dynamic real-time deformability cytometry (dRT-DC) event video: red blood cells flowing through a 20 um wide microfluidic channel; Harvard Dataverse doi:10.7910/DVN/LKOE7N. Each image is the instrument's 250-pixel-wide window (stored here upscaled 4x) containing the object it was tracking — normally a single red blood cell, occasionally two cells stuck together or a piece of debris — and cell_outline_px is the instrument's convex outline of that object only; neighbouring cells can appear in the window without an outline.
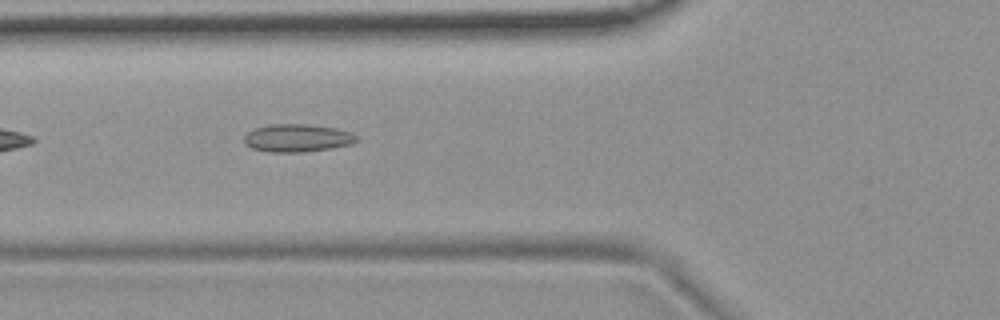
{"species": "common noctule bat (a hibernating species)", "species_latin": "Nyctalus noctula", "temperature_condition": "room temperature", "stored_images_in_passage": 7, "camera_frame_rate_fps": 3000, "um_per_image_px": 0.085, "animal": {"sex": "female", "body_mass_g": 19.9}, "frame": {"image": 1, "passage_image": 4, "time_ms": 3.667, "image_size_px": [1000, 320], "cell_outline_px": [[360, 140], [352, 144], [332, 148], [304, 152], [268, 152], [252, 148], [244, 144], [244, 136], [252, 128], [268, 124], [304, 124], [336, 128], [352, 132], [360, 136]], "centroid_in_image_um": [25.29, 11.73], "position_along_channel_um": 100.5, "area_um2": 18.61}}
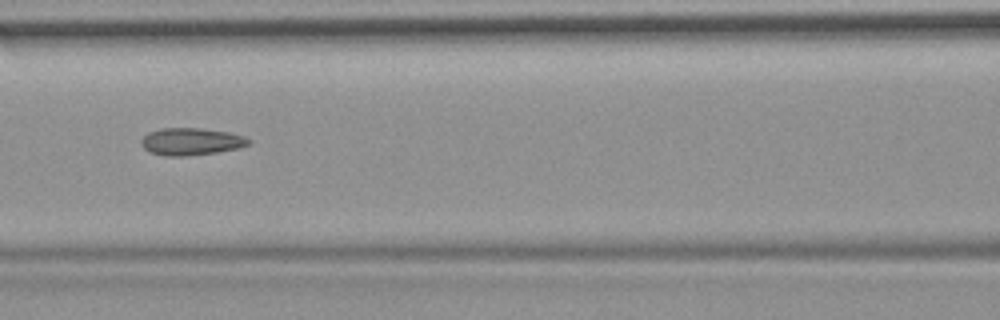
{"frame": {"image": 2, "passage_image": 5, "time_ms": 5.0, "image_size_px": [1000, 320], "cell_outline_px": [[252, 140], [248, 144], [236, 148], [216, 152], [184, 156], [164, 156], [148, 152], [140, 144], [140, 140], [148, 132], [160, 128], [200, 128], [228, 132], [244, 136]], "centroid_in_image_um": [16.19, 12.03], "position_along_channel_um": 150.4, "area_um2": 17.05}}